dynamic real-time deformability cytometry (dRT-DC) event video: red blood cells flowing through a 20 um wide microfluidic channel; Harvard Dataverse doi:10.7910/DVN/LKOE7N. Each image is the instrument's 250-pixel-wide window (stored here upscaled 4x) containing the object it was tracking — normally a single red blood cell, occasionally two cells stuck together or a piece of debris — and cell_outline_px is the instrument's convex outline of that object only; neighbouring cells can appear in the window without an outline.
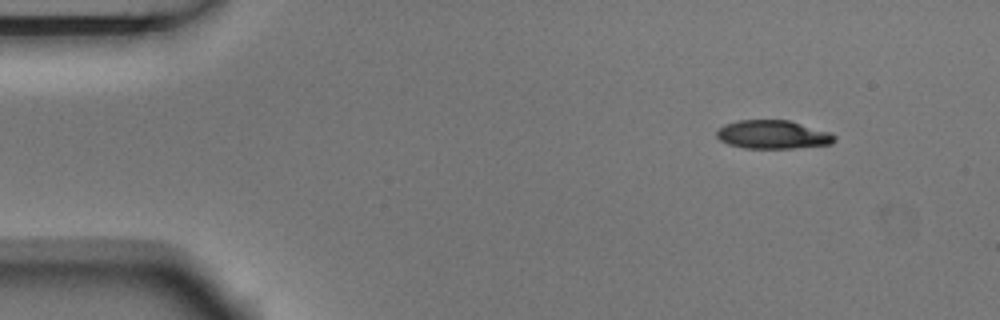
{"species": "Egyptian fruit bat (a non-hibernating species)", "species_latin": "Rousettus aegyptiacus", "temperature_condition": "room temperature", "stored_images_in_passage": 7, "camera_frame_rate_fps": 3000, "um_per_image_px": 0.085, "animal": {"sex": "male"}, "frame": {"image": 1, "passage_image": 1, "time_ms": 0.0, "image_size_px": [1000, 320], "cell_outline_px": [[836, 140], [832, 144], [792, 148], [744, 148], [728, 144], [720, 140], [716, 136], [716, 128], [724, 124], [740, 120], [788, 120], [832, 132], [836, 136]], "centroid_in_image_um": [65.69, 11.43], "position_along_channel_um": 19.3, "area_um2": 19.77}}
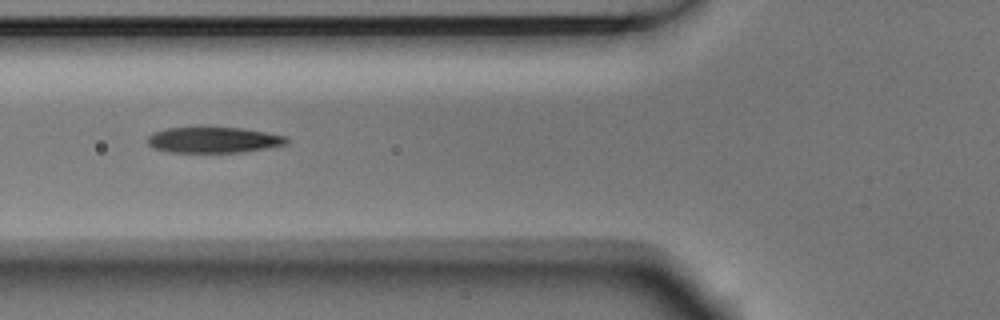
{"frame": {"image": 2, "passage_image": 5, "time_ms": 1.333, "image_size_px": [1000, 320], "cell_outline_px": [[288, 144], [268, 148], [240, 152], [168, 152], [156, 148], [148, 144], [148, 136], [156, 132], [168, 128], [240, 128], [264, 132], [284, 136], [288, 140]], "centroid_in_image_um": [18.17, 11.91], "position_along_channel_um": 107.6, "area_um2": 20.46}}
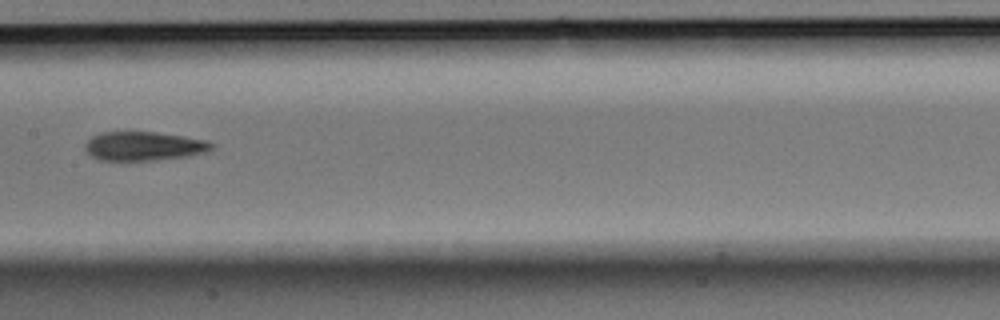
{"frame": {"image": 3, "passage_image": 7, "time_ms": 2.0, "image_size_px": [1000, 320], "cell_outline_px": [[212, 148], [204, 152], [188, 156], [156, 160], [100, 160], [92, 156], [84, 148], [88, 140], [92, 136], [104, 132], [156, 132], [184, 136], [208, 140], [212, 144]], "centroid_in_image_um": [12.23, 12.42], "position_along_channel_um": 195.2, "area_um2": 21.15}}